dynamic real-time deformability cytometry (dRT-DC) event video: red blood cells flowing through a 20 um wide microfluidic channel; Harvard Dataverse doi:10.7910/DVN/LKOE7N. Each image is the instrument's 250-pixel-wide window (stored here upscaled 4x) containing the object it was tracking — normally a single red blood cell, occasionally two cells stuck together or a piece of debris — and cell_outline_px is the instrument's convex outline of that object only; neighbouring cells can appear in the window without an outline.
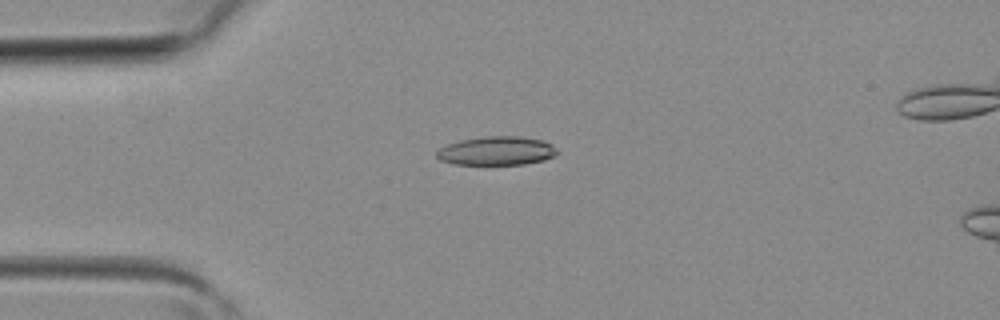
{"species": "common noctule bat (a hibernating species)", "species_latin": "Nyctalus noctula", "temperature_condition": "room temperature", "stored_images_in_passage": 2, "camera_frame_rate_fps": 3000, "um_per_image_px": 0.085, "animal": {"sex": "female", "body_mass_g": 19.3, "forearm_length_mm": 54.1}, "frame": {"image": 1, "passage_image": 1, "time_ms": 0.0, "image_size_px": [1000, 320], "cell_outline_px": [[560, 152], [556, 156], [544, 160], [524, 164], [452, 164], [440, 160], [436, 156], [436, 152], [440, 148], [448, 144], [460, 140], [484, 136], [520, 136], [540, 140], [552, 144]], "centroid_in_image_um": [42.23, 12.82], "position_along_channel_um": 42.8, "area_um2": 20.29}}